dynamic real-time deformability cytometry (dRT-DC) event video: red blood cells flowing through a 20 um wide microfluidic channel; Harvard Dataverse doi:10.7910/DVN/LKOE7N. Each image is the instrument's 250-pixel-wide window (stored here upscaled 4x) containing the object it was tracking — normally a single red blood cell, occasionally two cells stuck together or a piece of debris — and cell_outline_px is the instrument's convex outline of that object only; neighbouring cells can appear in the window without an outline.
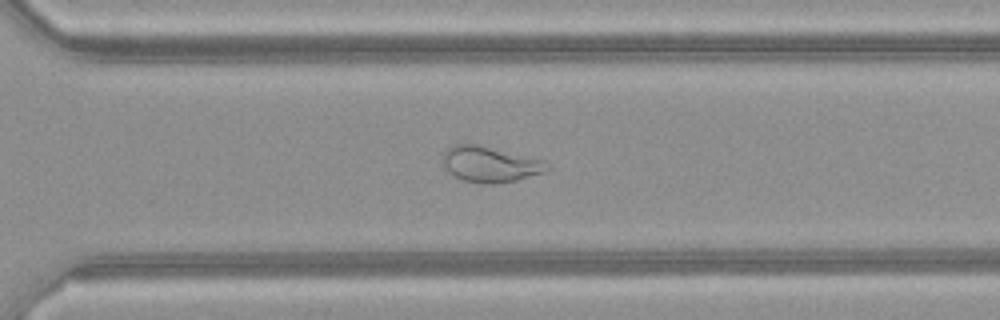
{"species": "common noctule bat (a hibernating species)", "species_latin": "Nyctalus noctula", "temperature_condition": "warm", "stored_images_in_passage": 49, "camera_frame_rate_fps": 3000, "um_per_image_px": 0.085, "animal": {"sex": "female", "body_mass_g": 21.9}, "frame": {"image": 1, "passage_image": 35, "time_ms": 11.333, "image_size_px": [1000, 320], "cell_outline_px": [[552, 168], [544, 172], [516, 180], [496, 184], [484, 184], [464, 180], [452, 176], [444, 168], [444, 152], [448, 148], [456, 144], [476, 144], [544, 160]], "centroid_in_image_um": [41.66, 13.98], "position_along_channel_um": 328.9, "area_um2": 21.62}}
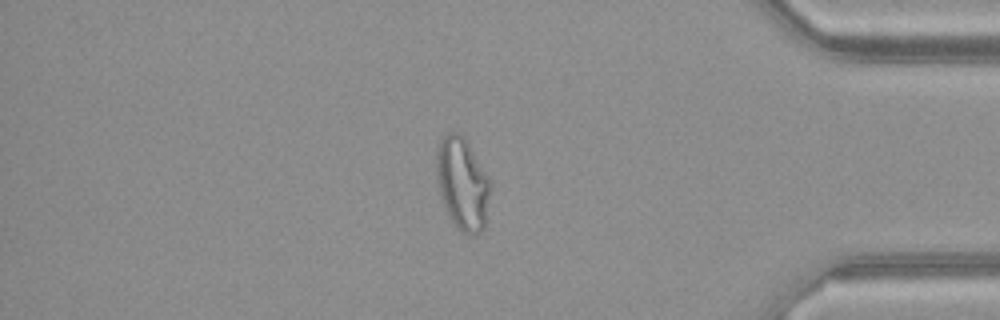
{"frame": {"image": 2, "passage_image": 42, "time_ms": 13.667, "image_size_px": [1000, 320], "cell_outline_px": [[492, 184], [484, 228], [476, 236], [472, 236], [460, 232], [448, 216], [440, 196], [436, 180], [436, 152], [440, 140], [448, 132], [460, 132], [464, 136], [488, 176]], "centroid_in_image_um": [39.3, 15.63], "position_along_channel_um": 395.9, "area_um2": 29.54}, "authors_computed_cell_mechanics": {"area_um2": 29.4202, "velocity_mm_per_s": 4.1757, "shape_relaxation_time_tau1_ms": null, "shape_relaxation_time_tau2_ms": 1.2141, "deformation_change_tau1": null, "deformation_change_tau2": 0.0918}}